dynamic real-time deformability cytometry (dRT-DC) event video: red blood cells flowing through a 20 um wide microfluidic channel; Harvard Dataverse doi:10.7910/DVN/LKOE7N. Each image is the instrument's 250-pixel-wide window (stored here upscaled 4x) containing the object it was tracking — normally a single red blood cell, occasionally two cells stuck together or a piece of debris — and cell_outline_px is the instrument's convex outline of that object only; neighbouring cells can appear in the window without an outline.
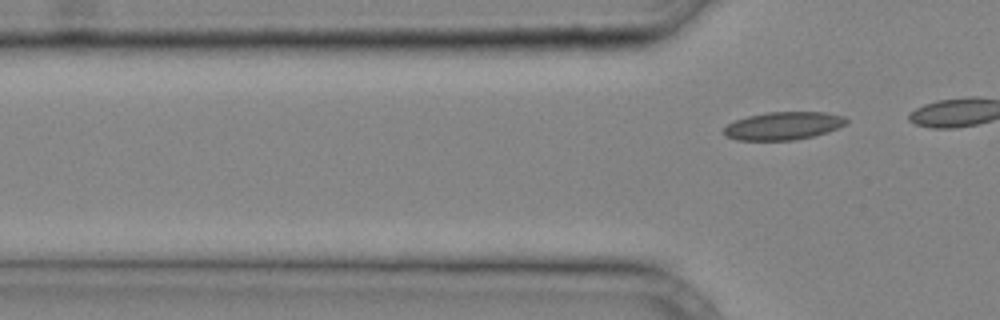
{"species": "common noctule bat (a hibernating species)", "species_latin": "Nyctalus noctula", "temperature_condition": "cold", "stored_images_in_passage": 2, "camera_frame_rate_fps": 3000, "um_per_image_px": 0.085, "animal": {"sex": "male", "body_mass_g": 20.4}, "frame": {"image": 1, "passage_image": 2, "time_ms": 0.333, "image_size_px": [1000, 320], "cell_outline_px": [[848, 120], [844, 124], [828, 132], [796, 140], [736, 140], [724, 136], [724, 128], [728, 124], [736, 120], [748, 116], [768, 112], [824, 112], [844, 116]], "centroid_in_image_um": [66.56, 10.7], "position_along_channel_um": 59.2, "area_um2": 19.83}}